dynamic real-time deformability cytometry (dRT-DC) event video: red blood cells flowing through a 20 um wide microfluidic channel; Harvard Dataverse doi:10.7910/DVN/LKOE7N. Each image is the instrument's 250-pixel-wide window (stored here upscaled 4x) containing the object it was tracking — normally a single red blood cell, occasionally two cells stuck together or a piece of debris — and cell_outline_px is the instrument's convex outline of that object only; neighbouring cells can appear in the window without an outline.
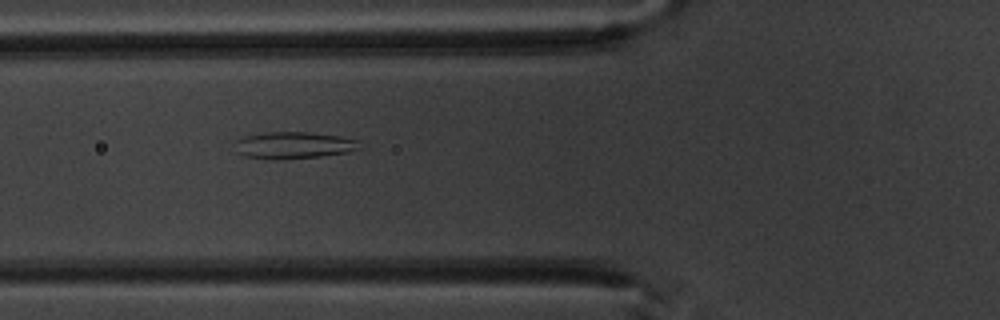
{"species": "common noctule bat (a hibernating species)", "species_latin": "Nyctalus noctula", "temperature_condition": "warm", "stored_images_in_passage": 3, "camera_frame_rate_fps": 3000, "um_per_image_px": 0.085, "animal": {"sex": "male", "body_mass_g": 20.1, "forearm_length_mm": 53.5}, "frame": {"image": 1, "passage_image": 3, "time_ms": 2.333, "image_size_px": [1000, 320], "cell_outline_px": [[360, 148], [348, 152], [320, 156], [272, 160], [244, 156], [236, 152], [232, 140], [244, 136], [268, 132], [308, 132], [340, 136], [360, 140]], "centroid_in_image_um": [24.9, 12.34], "position_along_channel_um": 100.9, "area_um2": 19.77}}